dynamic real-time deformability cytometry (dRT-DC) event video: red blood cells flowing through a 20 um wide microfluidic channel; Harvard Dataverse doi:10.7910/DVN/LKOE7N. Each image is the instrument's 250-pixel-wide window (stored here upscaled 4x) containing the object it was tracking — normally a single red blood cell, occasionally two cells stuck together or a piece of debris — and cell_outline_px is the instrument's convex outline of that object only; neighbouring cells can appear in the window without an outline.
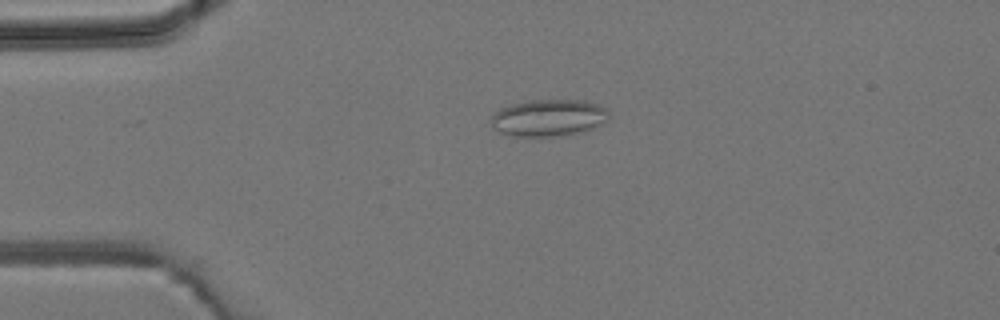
{"species": "common noctule bat (a hibernating species)", "species_latin": "Nyctalus noctula", "temperature_condition": "room temperature", "stored_images_in_passage": 2, "camera_frame_rate_fps": 3000, "um_per_image_px": 0.085, "animal": {"sex": "male", "body_mass_g": 19.2, "forearm_length_mm": 51.8}, "frame": {"image": 1, "passage_image": 2, "time_ms": 1.333, "image_size_px": [1000, 320], "cell_outline_px": [[608, 120], [604, 124], [596, 128], [584, 132], [564, 136], [512, 136], [500, 132], [492, 124], [492, 116], [500, 108], [512, 104], [532, 100], [584, 100], [608, 108]], "centroid_in_image_um": [46.71, 10.02], "position_along_channel_um": 38.3, "area_um2": 25.55}}